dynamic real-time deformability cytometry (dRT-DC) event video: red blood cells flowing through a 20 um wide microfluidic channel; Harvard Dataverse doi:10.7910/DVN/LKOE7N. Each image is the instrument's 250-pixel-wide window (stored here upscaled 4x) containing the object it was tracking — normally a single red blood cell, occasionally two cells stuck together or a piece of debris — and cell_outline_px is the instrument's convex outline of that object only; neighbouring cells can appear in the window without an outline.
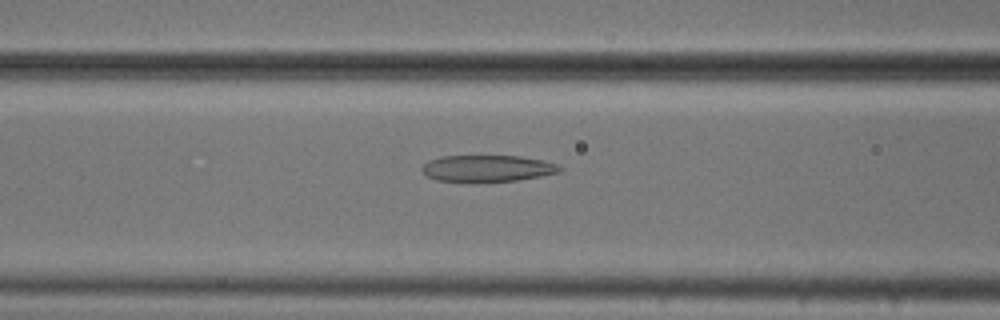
{"species": "common noctule bat (a hibernating species)", "species_latin": "Nyctalus noctula", "temperature_condition": "cold", "stored_images_in_passage": 53, "camera_frame_rate_fps": 3000, "um_per_image_px": 0.085, "animal": {"sex": "male", "body_mass_g": 20.5, "forearm_length_mm": 52.5}, "frame": {"image": 1, "passage_image": 21, "time_ms": 6.667, "image_size_px": [1000, 320], "cell_outline_px": [[564, 168], [560, 172], [540, 176], [516, 180], [476, 184], [472, 184], [436, 180], [428, 176], [420, 168], [428, 160], [440, 156], [520, 156], [544, 160], [556, 164]], "centroid_in_image_um": [41.4, 14.34], "position_along_channel_um": 125.2, "area_um2": 22.02}}
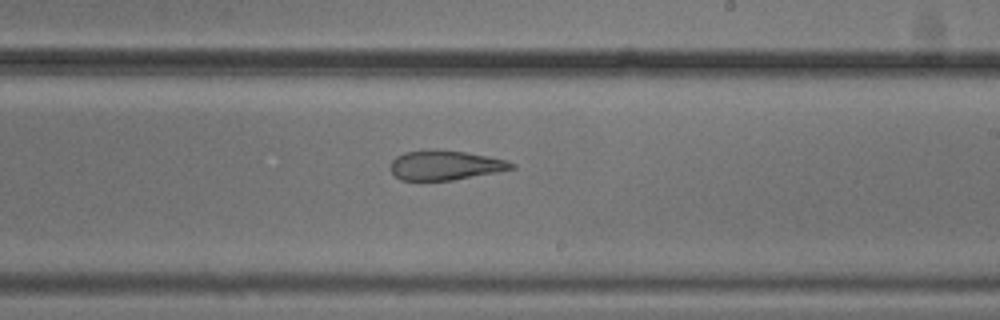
{"frame": {"image": 2, "passage_image": 31, "time_ms": 10.0, "image_size_px": [1000, 320], "cell_outline_px": [[516, 168], [496, 172], [452, 180], [400, 180], [392, 172], [392, 160], [396, 156], [404, 152], [432, 148], [436, 148], [464, 152], [508, 160], [516, 164]], "centroid_in_image_um": [37.85, 14.02], "position_along_channel_um": 251.2, "area_um2": 20.92}}
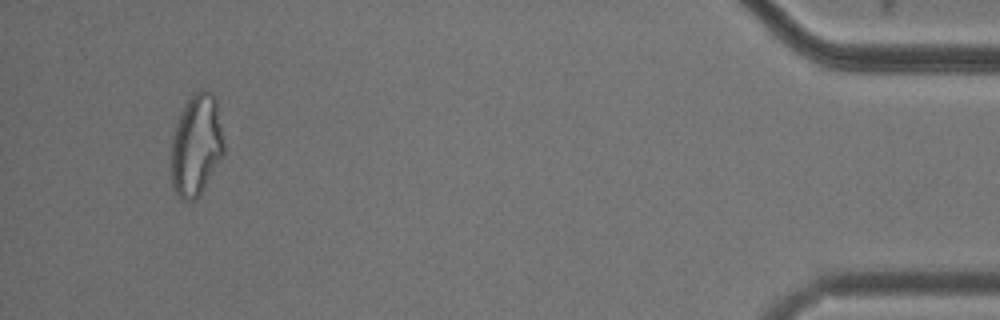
{"frame": {"image": 3, "passage_image": 50, "time_ms": 16.333, "image_size_px": [1000, 320], "cell_outline_px": [[224, 156], [204, 188], [196, 200], [184, 200], [172, 188], [172, 140], [176, 124], [180, 112], [192, 92], [200, 88], [204, 88], [212, 92], [216, 96], [224, 140]], "centroid_in_image_um": [16.72, 12.28], "position_along_channel_um": 418.5, "area_um2": 31.67}, "authors_computed_cell_mechanics": {"area_um2": 26.4724, "velocity_mm_per_s": 3.7847, "shape_relaxation_time_tau1_ms": null, "shape_relaxation_time_tau2_ms": 2.5754, "deformation_change_tau1": null, "deformation_change_tau2": 0.1051}}